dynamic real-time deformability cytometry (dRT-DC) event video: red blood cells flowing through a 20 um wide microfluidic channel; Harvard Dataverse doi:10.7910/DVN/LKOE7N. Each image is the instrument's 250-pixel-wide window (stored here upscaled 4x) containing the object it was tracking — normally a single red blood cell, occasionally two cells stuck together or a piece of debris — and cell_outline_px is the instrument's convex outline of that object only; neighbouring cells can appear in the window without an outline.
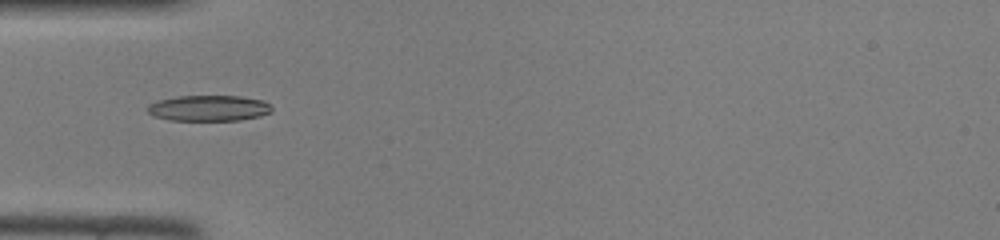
{"species": "common noctule bat (a hibernating species)", "species_latin": "Nyctalus noctula", "temperature_condition": "room temperature", "stored_images_in_passage": 30, "camera_frame_rate_fps": 3000, "um_per_image_px": 0.085, "animal": {"sex": "female", "body_mass_g": 22.0, "forearm_length_mm": 56.7}, "frame": {"image": 1, "passage_image": 1, "time_ms": 0.0, "image_size_px": [1000, 240], "cell_outline_px": [[272, 112], [260, 116], [240, 120], [168, 120], [152, 116], [148, 112], [148, 104], [156, 100], [176, 96], [240, 96], [264, 100], [272, 104]], "centroid_in_image_um": [17.75, 9.19], "position_along_channel_um": 67.2, "area_um2": 18.96}}
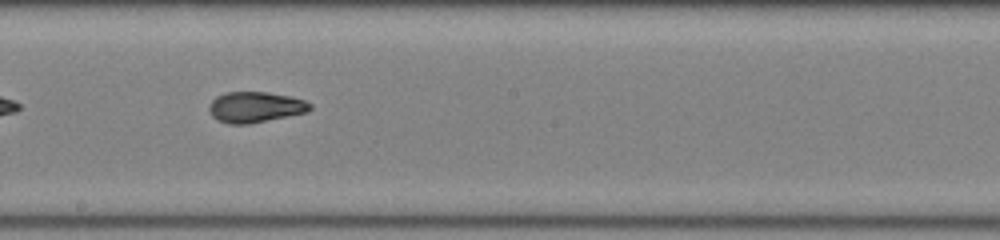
{"frame": {"image": 2, "passage_image": 12, "time_ms": 3.667, "image_size_px": [1000, 240], "cell_outline_px": [[312, 108], [308, 112], [248, 124], [228, 124], [212, 116], [208, 108], [212, 100], [216, 96], [228, 92], [268, 92], [288, 96], [304, 100], [312, 104]], "centroid_in_image_um": [21.71, 9.1], "position_along_channel_um": 226.5, "area_um2": 17.98}}
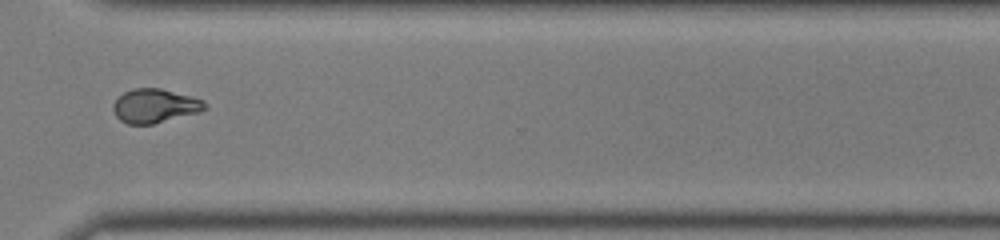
{"frame": {"image": 3, "passage_image": 21, "time_ms": 6.667, "image_size_px": [1000, 240], "cell_outline_px": [[208, 108], [200, 112], [152, 124], [128, 124], [120, 120], [116, 116], [112, 108], [112, 104], [124, 92], [132, 88], [160, 88], [192, 96], [204, 100], [208, 104]], "centroid_in_image_um": [13.19, 8.99], "position_along_channel_um": 357.4, "area_um2": 18.26}}